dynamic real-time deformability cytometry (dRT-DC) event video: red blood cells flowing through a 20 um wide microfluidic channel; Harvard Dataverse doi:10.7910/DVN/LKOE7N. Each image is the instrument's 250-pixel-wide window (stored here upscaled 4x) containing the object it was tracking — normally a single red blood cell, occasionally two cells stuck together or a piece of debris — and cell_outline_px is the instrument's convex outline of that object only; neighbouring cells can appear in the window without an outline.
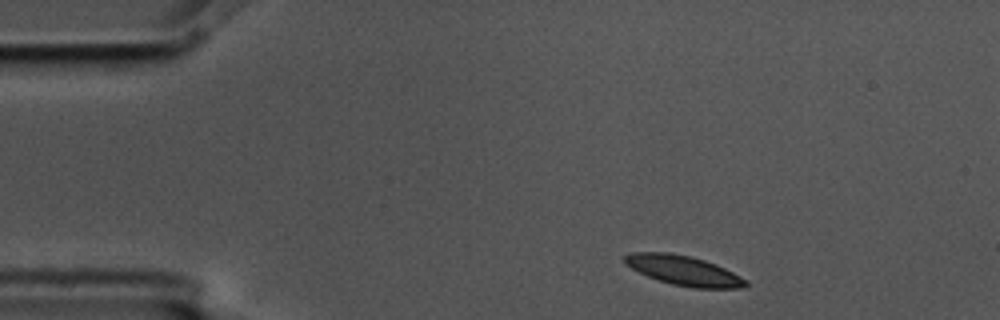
{"species": "common noctule bat (a hibernating species)", "species_latin": "Nyctalus noctula", "temperature_condition": "cold", "stored_images_in_passage": 4, "camera_frame_rate_fps": 3000, "um_per_image_px": 0.085, "animal": {"sex": "male", "body_mass_g": 17.5, "forearm_length_mm": 52.3}, "frame": {"image": 1, "passage_image": 1, "time_ms": 0.0, "image_size_px": [1000, 320], "cell_outline_px": [[748, 284], [744, 288], [692, 288], [672, 284], [648, 276], [624, 264], [624, 256], [632, 252], [668, 252], [692, 256], [716, 264], [748, 280]], "centroid_in_image_um": [58.13, 22.99], "position_along_channel_um": 26.9, "area_um2": 20.92}}
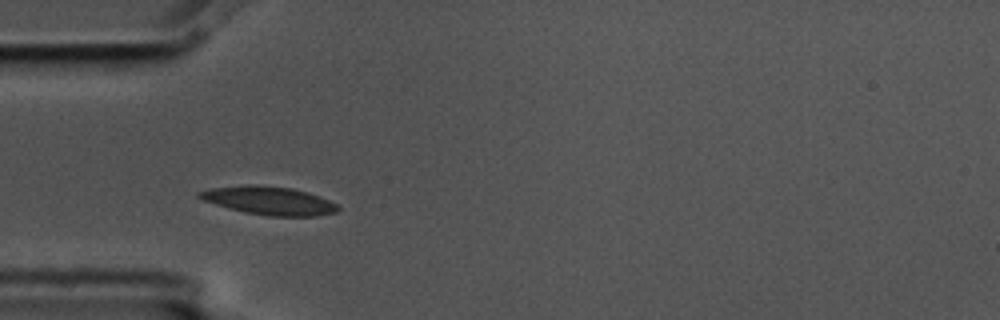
{"frame": {"image": 2, "passage_image": 3, "time_ms": 0.667, "image_size_px": [1000, 320], "cell_outline_px": [[340, 208], [336, 212], [316, 216], [268, 216], [244, 212], [228, 208], [204, 200], [196, 196], [196, 192], [212, 188], [248, 184], [252, 184], [292, 188], [308, 192], [328, 200], [336, 204]], "centroid_in_image_um": [22.85, 17.05], "position_along_channel_um": 62.1, "area_um2": 22.77}}